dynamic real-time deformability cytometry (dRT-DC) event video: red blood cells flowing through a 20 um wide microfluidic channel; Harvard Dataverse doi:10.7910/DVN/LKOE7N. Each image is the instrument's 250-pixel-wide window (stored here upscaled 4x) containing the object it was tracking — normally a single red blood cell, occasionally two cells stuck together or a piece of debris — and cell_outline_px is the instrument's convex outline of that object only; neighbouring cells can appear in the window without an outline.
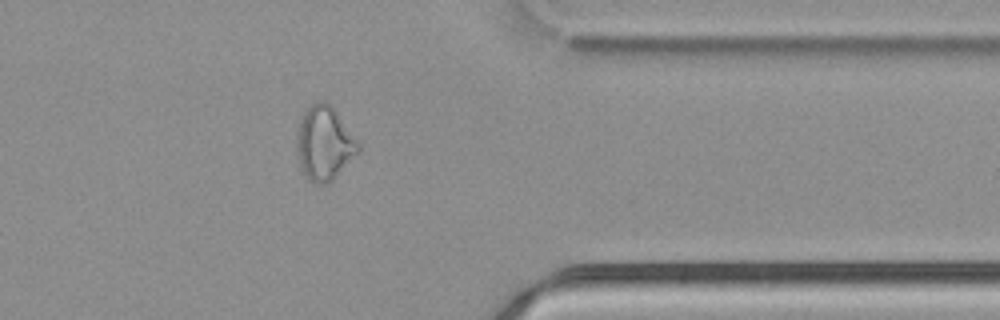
{"species": "common noctule bat (a hibernating species)", "species_latin": "Nyctalus noctula", "temperature_condition": "cold", "stored_images_in_passage": 37, "camera_frame_rate_fps": 3000, "um_per_image_px": 0.085, "animal": {"sex": "male", "body_mass_g": 21.5, "forearm_length_mm": 52.0}, "frame": {"image": 1, "passage_image": 32, "time_ms": 10.333, "image_size_px": [1000, 320], "cell_outline_px": [[360, 152], [328, 184], [316, 184], [308, 180], [300, 164], [296, 152], [296, 132], [300, 120], [304, 112], [316, 100], [324, 100], [332, 104], [360, 144]], "centroid_in_image_um": [27.57, 12.16], "position_along_channel_um": 383.8, "area_um2": 26.88}}